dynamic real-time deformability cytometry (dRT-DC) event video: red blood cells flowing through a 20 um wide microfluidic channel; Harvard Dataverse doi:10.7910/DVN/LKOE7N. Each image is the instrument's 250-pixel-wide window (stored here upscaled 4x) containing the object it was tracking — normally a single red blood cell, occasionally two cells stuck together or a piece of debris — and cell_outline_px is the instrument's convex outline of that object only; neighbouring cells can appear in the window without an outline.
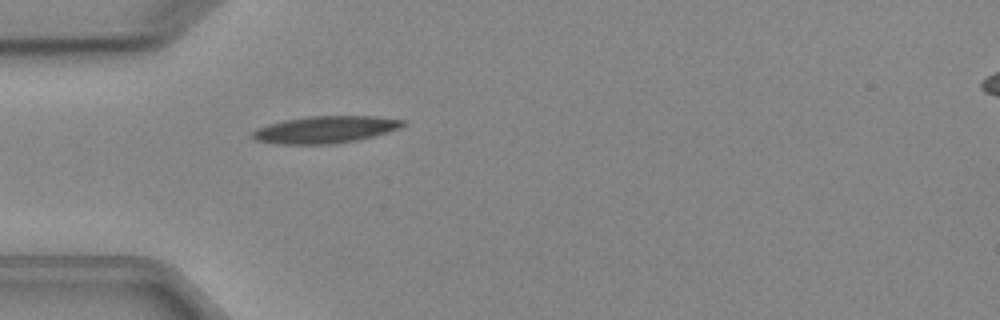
{"species": "Egyptian fruit bat (a non-hibernating species)", "species_latin": "Rousettus aegyptiacus", "temperature_condition": "cold", "stored_images_in_passage": 1, "camera_frame_rate_fps": 3000, "um_per_image_px": 0.085, "animal": {"sex": "female"}, "frame": {"image": 1, "passage_image": 1, "time_ms": 0.0, "image_size_px": [1000, 320], "cell_outline_px": [[408, 124], [400, 128], [360, 140], [332, 144], [276, 144], [256, 140], [248, 136], [256, 128], [268, 124], [284, 120], [308, 116], [376, 116], [404, 120]], "centroid_in_image_um": [27.64, 11.01], "position_along_channel_um": 57.4, "area_um2": 23.99}}